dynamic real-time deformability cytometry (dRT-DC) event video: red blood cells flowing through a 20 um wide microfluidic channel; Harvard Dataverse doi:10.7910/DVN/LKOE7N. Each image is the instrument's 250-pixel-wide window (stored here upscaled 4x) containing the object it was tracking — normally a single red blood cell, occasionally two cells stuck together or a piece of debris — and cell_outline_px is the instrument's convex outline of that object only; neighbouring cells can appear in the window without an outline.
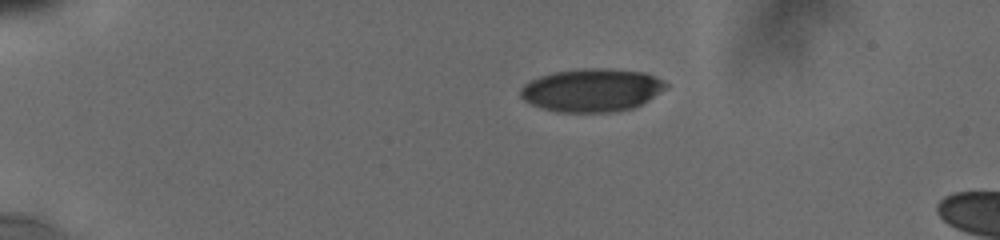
{"species": "human", "species_latin": "Homo sapiens", "temperature_condition": "cold", "stored_images_in_passage": 11, "camera_frame_rate_fps": 3000, "um_per_image_px": 0.085, "donor": {"sex": "male"}, "frame": {"image": 1, "passage_image": 1, "time_ms": 0.0, "image_size_px": [1000, 240], "cell_outline_px": [[668, 88], [648, 100], [632, 108], [612, 112], [556, 112], [532, 104], [524, 100], [520, 96], [520, 88], [524, 84], [540, 76], [556, 72], [584, 68], [600, 68], [644, 72], [656, 76], [664, 80], [668, 84]], "centroid_in_image_um": [50.33, 7.66], "position_along_channel_um": 34.7, "area_um2": 36.41}}
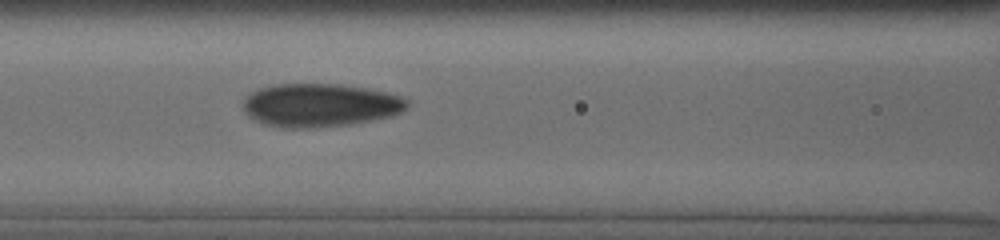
{"frame": {"image": 2, "passage_image": 9, "time_ms": 4.667, "image_size_px": [1000, 240], "cell_outline_px": [[408, 104], [400, 112], [392, 116], [372, 120], [348, 124], [316, 128], [284, 128], [264, 124], [248, 116], [244, 112], [244, 100], [252, 92], [260, 88], [276, 84], [340, 84], [388, 92], [400, 96], [408, 100]], "centroid_in_image_um": [27.19, 8.94], "position_along_channel_um": 139.4, "area_um2": 41.27}}
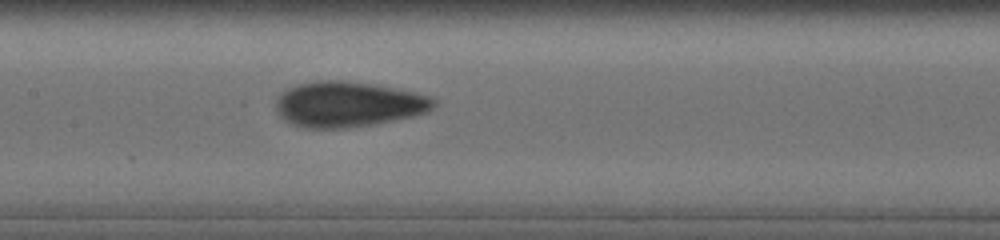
{"frame": {"image": 3, "passage_image": 11, "time_ms": 5.667, "image_size_px": [1000, 240], "cell_outline_px": [[436, 104], [428, 112], [416, 116], [376, 124], [348, 128], [304, 128], [292, 124], [284, 120], [276, 112], [276, 100], [288, 88], [296, 84], [316, 80], [340, 80], [372, 84], [416, 92], [428, 96], [436, 100]], "centroid_in_image_um": [29.6, 8.87], "position_along_channel_um": 177.8, "area_um2": 42.08}}